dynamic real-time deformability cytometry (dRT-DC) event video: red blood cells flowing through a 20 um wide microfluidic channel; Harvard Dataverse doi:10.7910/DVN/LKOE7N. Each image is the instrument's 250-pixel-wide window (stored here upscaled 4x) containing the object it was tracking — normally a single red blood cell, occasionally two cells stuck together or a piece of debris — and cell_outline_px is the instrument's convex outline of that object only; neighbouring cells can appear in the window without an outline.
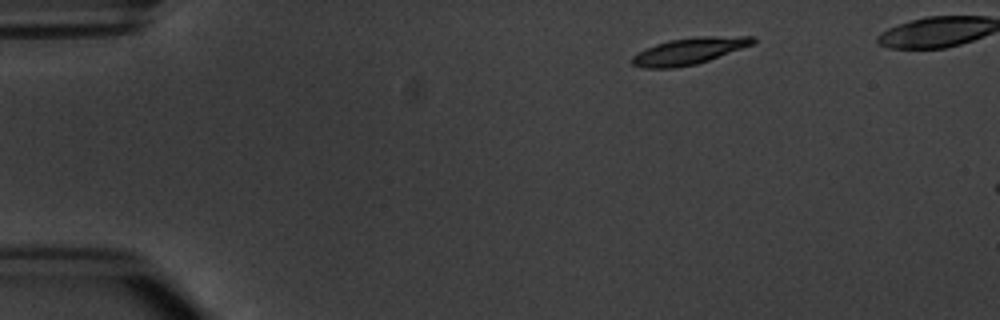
{"species": "common noctule bat (a hibernating species)", "species_latin": "Nyctalus noctula", "temperature_condition": "warm", "stored_images_in_passage": 2, "camera_frame_rate_fps": 3000, "um_per_image_px": 0.085, "animal": {"sex": "male", "body_mass_g": 20.1, "forearm_length_mm": 53.5}, "frame": {"image": 1, "passage_image": 1, "time_ms": 0.0, "image_size_px": [1000, 320], "cell_outline_px": [[756, 40], [752, 44], [708, 60], [696, 64], [672, 68], [644, 68], [632, 64], [632, 56], [656, 44], [668, 40], [700, 36], [756, 36]], "centroid_in_image_um": [58.58, 4.33], "position_along_channel_um": 26.4, "area_um2": 18.38}}